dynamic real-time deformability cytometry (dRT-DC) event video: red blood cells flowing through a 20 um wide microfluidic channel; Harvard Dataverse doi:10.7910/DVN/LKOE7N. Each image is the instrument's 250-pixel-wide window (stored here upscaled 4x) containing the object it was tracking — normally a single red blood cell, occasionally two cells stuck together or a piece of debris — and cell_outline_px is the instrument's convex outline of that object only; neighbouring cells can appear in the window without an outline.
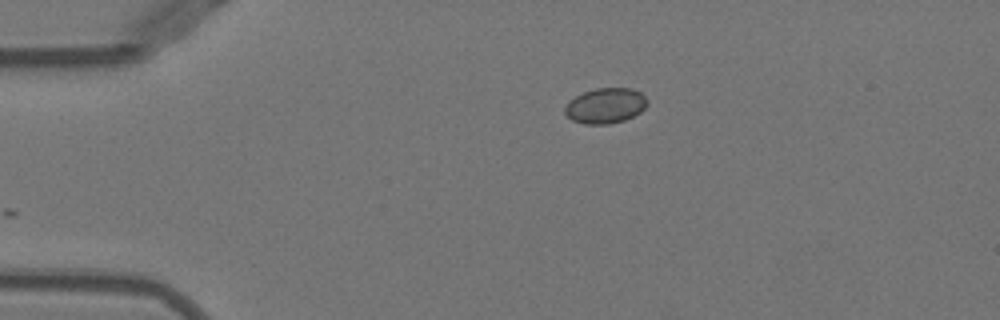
{"species": "Egyptian fruit bat (a non-hibernating species)", "species_latin": "Rousettus aegyptiacus", "temperature_condition": "warm", "stored_images_in_passage": 38, "camera_frame_rate_fps": 3000, "um_per_image_px": 0.085, "animal": {"sex": "female"}, "frame": {"image": 1, "passage_image": 1, "time_ms": 0.0, "image_size_px": [1000, 320], "cell_outline_px": [[648, 104], [640, 112], [624, 120], [608, 124], [584, 124], [572, 120], [564, 112], [564, 108], [576, 96], [584, 92], [596, 88], [632, 88], [640, 92], [648, 100]], "centroid_in_image_um": [51.48, 8.98], "position_along_channel_um": 33.5, "area_um2": 16.82}}
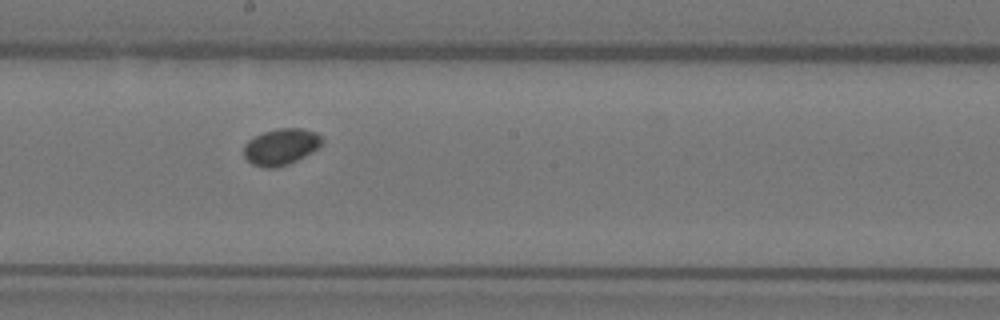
{"frame": {"image": 2, "passage_image": 19, "time_ms": 6.0, "image_size_px": [1000, 320], "cell_outline_px": [[324, 140], [316, 148], [304, 156], [288, 164], [276, 168], [264, 168], [252, 164], [244, 156], [244, 144], [248, 140], [264, 132], [276, 128], [304, 128], [316, 132]], "centroid_in_image_um": [23.86, 12.47], "position_along_channel_um": 224.3, "area_um2": 16.47}}
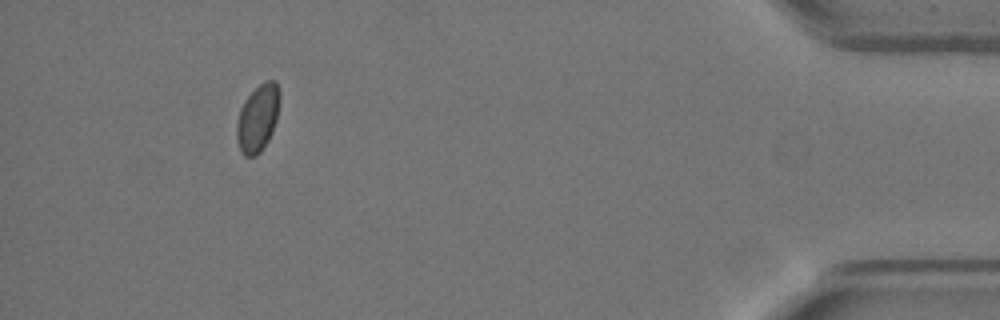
{"frame": {"image": 3, "passage_image": 38, "time_ms": 12.333, "image_size_px": [1000, 320], "cell_outline_px": [[280, 100], [276, 120], [272, 132], [268, 140], [260, 152], [256, 156], [244, 156], [240, 152], [236, 136], [236, 124], [240, 108], [244, 100], [260, 84], [268, 80], [276, 80], [280, 88]], "centroid_in_image_um": [21.91, 10.03], "position_along_channel_um": 413.3, "area_um2": 16.99}}